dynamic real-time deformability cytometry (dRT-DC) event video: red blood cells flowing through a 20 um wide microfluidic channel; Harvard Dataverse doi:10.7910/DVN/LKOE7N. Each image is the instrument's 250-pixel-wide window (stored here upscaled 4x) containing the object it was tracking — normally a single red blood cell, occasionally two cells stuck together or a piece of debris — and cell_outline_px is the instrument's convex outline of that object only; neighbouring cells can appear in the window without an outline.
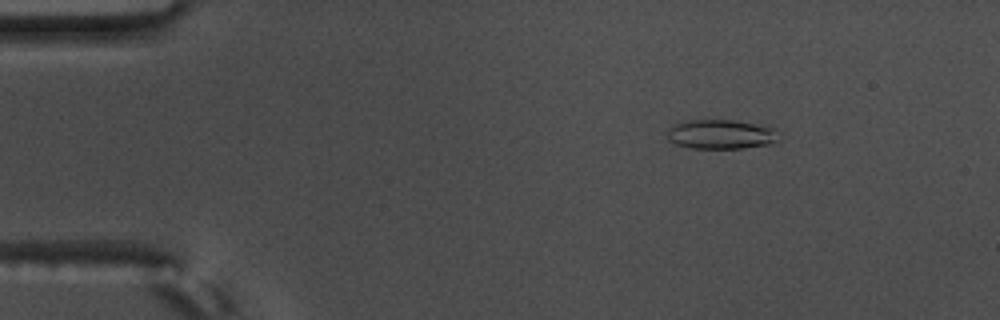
{"species": "common noctule bat (a hibernating species)", "species_latin": "Nyctalus noctula", "temperature_condition": "warm", "stored_images_in_passage": 58, "camera_frame_rate_fps": 3000, "um_per_image_px": 0.085, "animal": {"sex": "male", "body_mass_g": 17.5, "forearm_length_mm": 52.3}, "frame": {"image": 1, "passage_image": 9, "time_ms": 2.667, "image_size_px": [1000, 320], "cell_outline_px": [[784, 136], [780, 140], [768, 144], [744, 148], [692, 148], [676, 144], [668, 140], [668, 128], [684, 120], [732, 120], [776, 128], [784, 132]], "centroid_in_image_um": [61.38, 11.41], "position_along_channel_um": 23.6, "area_um2": 19.42}}
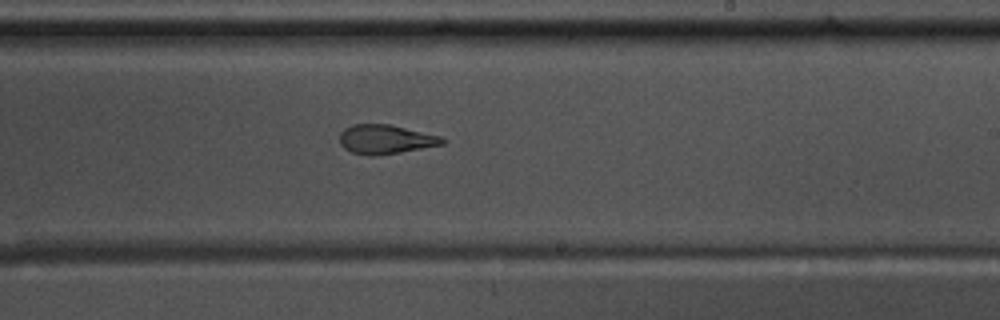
{"frame": {"image": 2, "passage_image": 35, "time_ms": 11.333, "image_size_px": [1000, 320], "cell_outline_px": [[448, 140], [444, 144], [400, 152], [372, 156], [368, 156], [352, 152], [344, 148], [340, 144], [340, 132], [344, 128], [352, 124], [388, 124], [440, 136]], "centroid_in_image_um": [32.75, 11.84], "position_along_channel_um": 256.2, "area_um2": 17.4}}
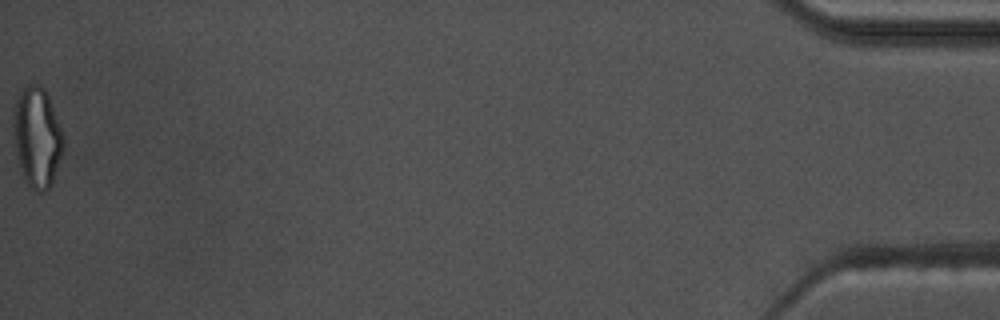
{"frame": {"image": 3, "passage_image": 58, "time_ms": 19.0, "image_size_px": [1000, 320], "cell_outline_px": [[64, 148], [52, 184], [44, 192], [36, 192], [24, 180], [16, 152], [12, 128], [12, 116], [16, 100], [20, 92], [28, 84], [40, 84], [44, 88], [48, 96], [64, 132]], "centroid_in_image_um": [3.16, 11.66], "position_along_channel_um": 432.0, "area_um2": 29.54}, "authors_computed_cell_mechanics": {"area_um2": 18.785, "velocity_mm_per_s": 3.5963, "shape_relaxation_time_tau1_ms": null, "shape_relaxation_time_tau2_ms": 1.9632, "deformation_change_tau1": null, "deformation_change_tau2": 0.0996}}